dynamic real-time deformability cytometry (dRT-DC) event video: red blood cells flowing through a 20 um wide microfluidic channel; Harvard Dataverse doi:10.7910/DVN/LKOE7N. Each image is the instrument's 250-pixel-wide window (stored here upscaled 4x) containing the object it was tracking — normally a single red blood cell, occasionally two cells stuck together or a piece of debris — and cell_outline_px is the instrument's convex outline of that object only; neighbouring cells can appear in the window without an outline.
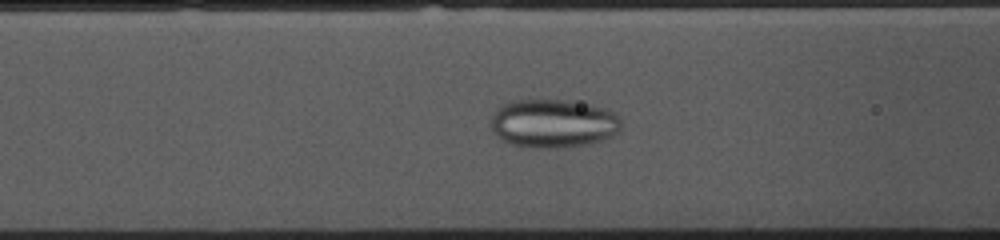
{"species": "common noctule bat (a hibernating species)", "species_latin": "Nyctalus noctula", "temperature_condition": "cold", "stored_images_in_passage": 53, "camera_frame_rate_fps": 3000, "um_per_image_px": 0.085, "animal": {"sex": "female", "body_mass_g": 10.0, "forearm_length_mm": 53.1}, "frame": {"image": 1, "passage_image": 19, "time_ms": 6.0, "image_size_px": [1000, 240], "cell_outline_px": [[620, 128], [612, 136], [600, 140], [584, 144], [556, 148], [536, 148], [512, 144], [500, 140], [492, 128], [492, 116], [500, 104], [512, 100], [564, 100], [592, 104], [612, 112], [620, 120]], "centroid_in_image_um": [46.98, 10.48], "position_along_channel_um": 119.6, "area_um2": 36.59}}
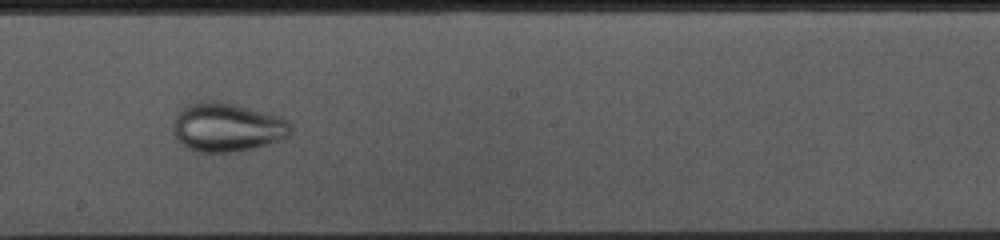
{"frame": {"image": 2, "passage_image": 28, "time_ms": 9.0, "image_size_px": [1000, 240], "cell_outline_px": [[292, 132], [288, 136], [280, 140], [252, 148], [228, 152], [200, 152], [188, 148], [176, 136], [176, 116], [180, 108], [196, 100], [216, 100], [236, 104], [268, 112], [280, 116], [288, 120], [292, 128]], "centroid_in_image_um": [19.35, 10.77], "position_along_channel_um": 228.8, "area_um2": 33.35}}
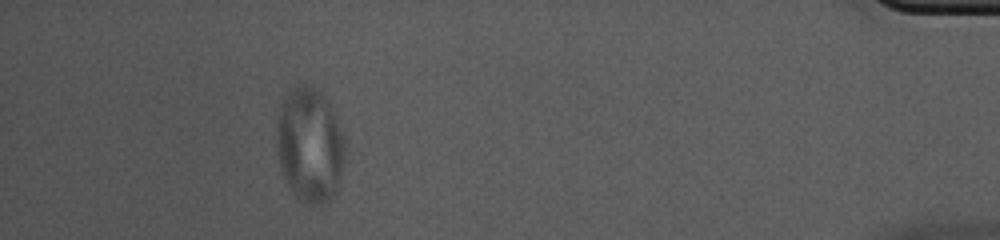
{"frame": {"image": 3, "passage_image": 48, "time_ms": 15.667, "image_size_px": [1000, 240], "cell_outline_px": [[344, 156], [340, 180], [336, 192], [332, 200], [324, 204], [308, 204], [296, 196], [292, 192], [284, 176], [280, 164], [276, 148], [276, 120], [280, 104], [284, 96], [292, 88], [304, 84], [312, 84], [320, 88], [332, 108], [344, 136]], "centroid_in_image_um": [26.32, 12.29], "position_along_channel_um": 408.9, "area_um2": 46.36}}